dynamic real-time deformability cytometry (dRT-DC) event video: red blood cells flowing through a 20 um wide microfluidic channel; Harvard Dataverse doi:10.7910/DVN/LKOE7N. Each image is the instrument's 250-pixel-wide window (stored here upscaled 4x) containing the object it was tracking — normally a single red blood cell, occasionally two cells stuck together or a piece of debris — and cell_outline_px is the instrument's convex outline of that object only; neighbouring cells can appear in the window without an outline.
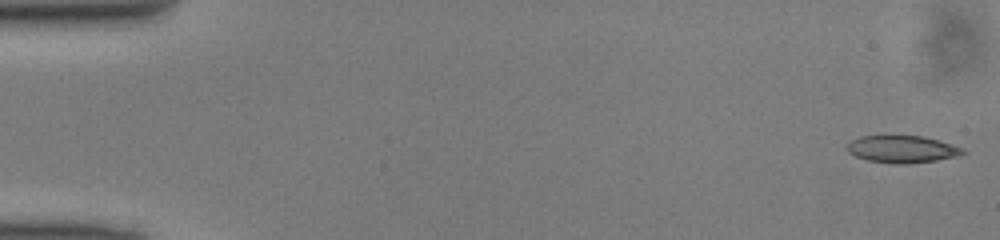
{"species": "common noctule bat (a hibernating species)", "species_latin": "Nyctalus noctula", "temperature_condition": "cold", "stored_images_in_passage": 11, "camera_frame_rate_fps": 3000, "um_per_image_px": 0.085, "animal": {"sex": "male", "body_mass_g": 13.0, "forearm_length_mm": 53.1}, "frame": {"image": 1, "passage_image": 1, "time_ms": 0.0, "image_size_px": [1000, 240], "cell_outline_px": [[968, 152], [956, 156], [936, 160], [908, 164], [892, 164], [868, 160], [856, 156], [848, 152], [844, 148], [852, 140], [860, 136], [884, 132], [924, 136], [940, 140], [964, 148]], "centroid_in_image_um": [76.64, 12.62], "position_along_channel_um": 8.4, "area_um2": 19.42}}